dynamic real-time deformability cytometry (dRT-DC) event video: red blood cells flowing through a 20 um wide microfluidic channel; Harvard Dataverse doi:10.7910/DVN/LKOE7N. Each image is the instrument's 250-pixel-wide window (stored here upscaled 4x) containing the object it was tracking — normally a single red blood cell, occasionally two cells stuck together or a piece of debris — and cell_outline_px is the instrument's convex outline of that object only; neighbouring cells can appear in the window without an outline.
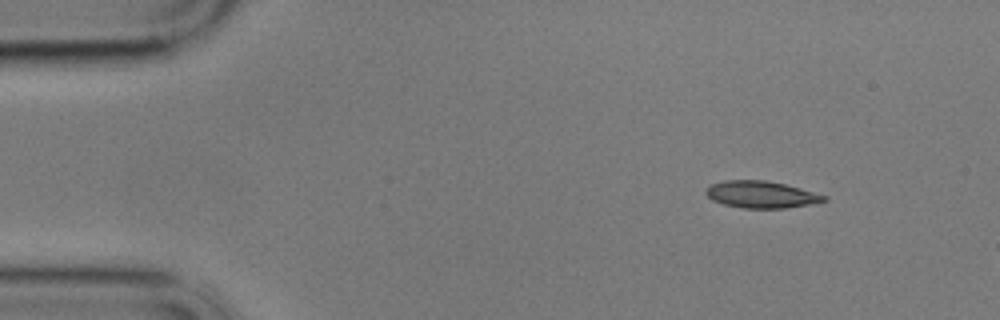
{"species": "common noctule bat (a hibernating species)", "species_latin": "Nyctalus noctula", "temperature_condition": "cold", "stored_images_in_passage": 8, "camera_frame_rate_fps": 3000, "um_per_image_px": 0.085, "animal": {"sex": "male", "body_mass_g": 17.9}, "frame": {"image": 1, "passage_image": 1, "time_ms": 0.0, "image_size_px": [1000, 320], "cell_outline_px": [[828, 200], [808, 204], [784, 208], [744, 208], [724, 204], [712, 200], [704, 192], [708, 184], [724, 180], [768, 180], [800, 188], [828, 196]], "centroid_in_image_um": [64.66, 16.52], "position_along_channel_um": 20.3, "area_um2": 18.55}}